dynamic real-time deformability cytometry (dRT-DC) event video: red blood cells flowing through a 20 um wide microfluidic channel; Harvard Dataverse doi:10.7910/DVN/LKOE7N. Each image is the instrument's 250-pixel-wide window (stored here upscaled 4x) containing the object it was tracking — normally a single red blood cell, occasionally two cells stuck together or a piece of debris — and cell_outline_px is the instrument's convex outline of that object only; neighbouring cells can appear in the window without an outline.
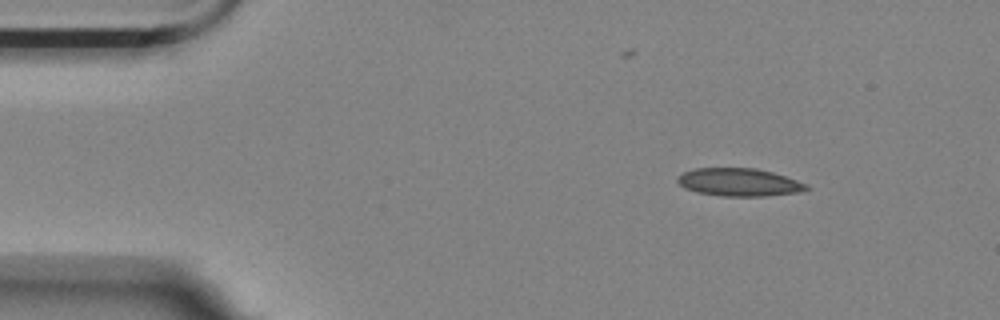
{"species": "Egyptian fruit bat (a non-hibernating species)", "species_latin": "Rousettus aegyptiacus", "temperature_condition": "room temperature", "stored_images_in_passage": 3, "camera_frame_rate_fps": 3000, "um_per_image_px": 0.085, "animal": {"sex": "female"}, "frame": {"image": 1, "passage_image": 1, "time_ms": 0.0, "image_size_px": [1000, 320], "cell_outline_px": [[812, 188], [800, 192], [764, 196], [724, 196], [696, 192], [684, 188], [676, 180], [684, 172], [696, 168], [756, 168], [772, 172], [808, 184]], "centroid_in_image_um": [62.85, 15.49], "position_along_channel_um": 22.1, "area_um2": 20.87}}